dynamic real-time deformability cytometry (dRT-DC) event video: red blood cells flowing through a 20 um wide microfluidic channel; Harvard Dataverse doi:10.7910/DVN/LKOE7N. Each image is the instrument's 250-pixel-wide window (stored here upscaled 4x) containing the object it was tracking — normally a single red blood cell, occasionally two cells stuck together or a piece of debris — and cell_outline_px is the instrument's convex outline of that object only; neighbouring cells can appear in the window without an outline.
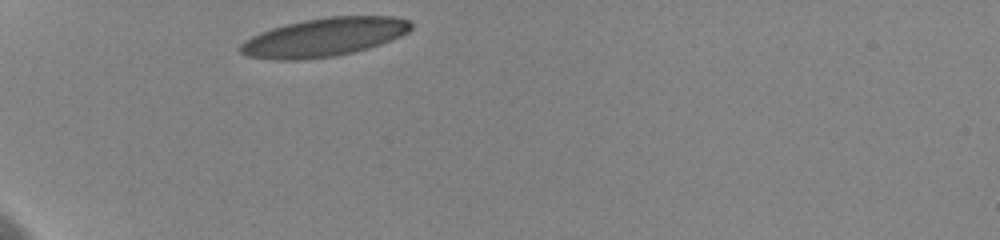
{"species": "human", "species_latin": "Homo sapiens", "temperature_condition": "cold", "stored_images_in_passage": 19, "camera_frame_rate_fps": 3000, "um_per_image_px": 0.085, "donor": {"sex": "female"}, "frame": {"image": 1, "passage_image": 1, "time_ms": 0.0, "image_size_px": [1000, 240], "cell_outline_px": [[412, 28], [408, 32], [392, 40], [368, 48], [336, 56], [296, 60], [268, 60], [244, 56], [240, 52], [240, 44], [244, 40], [260, 32], [272, 28], [304, 20], [328, 16], [392, 16], [408, 20], [412, 24]], "centroid_in_image_um": [27.52, 3.17], "position_along_channel_um": 57.5, "area_um2": 38.44}}
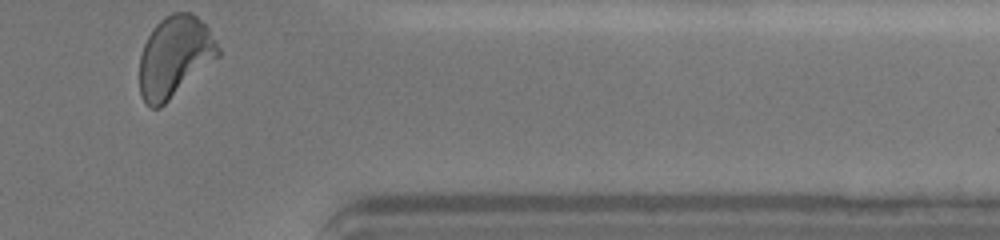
{"frame": {"image": 2, "passage_image": 19, "time_ms": 10.333, "image_size_px": [1000, 240], "cell_outline_px": [[220, 56], [160, 108], [152, 108], [140, 96], [140, 56], [144, 44], [152, 28], [164, 16], [172, 12], [192, 12], [208, 28], [216, 40], [220, 48]], "centroid_in_image_um": [14.85, 4.8], "position_along_channel_um": 396.5, "area_um2": 37.11}, "authors_computed_cell_mechanics": {"area_um2": 37.281, "velocity_mm_per_s": 3.6041, "shape_relaxation_time_tau1_ms": 6.4299, "shape_relaxation_time_tau2_ms": 1.0078, "deformation_change_tau1": 0.176, "deformation_change_tau2": 0.0676}}